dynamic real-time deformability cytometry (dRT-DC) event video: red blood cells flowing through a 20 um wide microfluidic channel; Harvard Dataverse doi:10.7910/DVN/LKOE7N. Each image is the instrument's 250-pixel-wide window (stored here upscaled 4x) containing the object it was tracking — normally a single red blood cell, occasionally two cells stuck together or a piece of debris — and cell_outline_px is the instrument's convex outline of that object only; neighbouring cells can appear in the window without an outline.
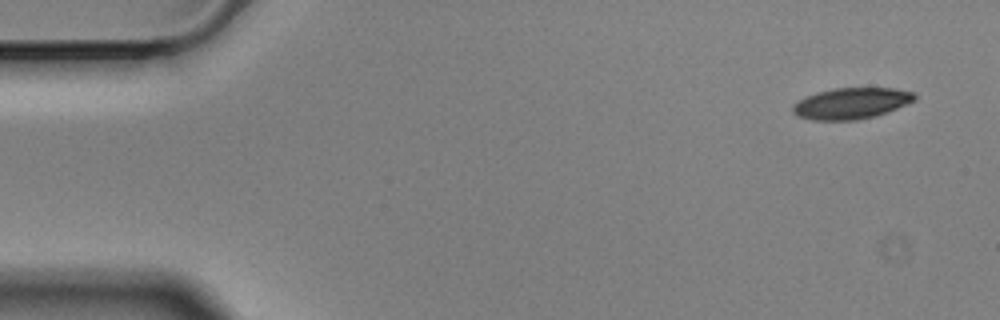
{"species": "Egyptian fruit bat (a non-hibernating species)", "species_latin": "Rousettus aegyptiacus", "temperature_condition": "cold", "stored_images_in_passage": 5, "camera_frame_rate_fps": 3000, "um_per_image_px": 0.085, "animal": {"sex": "male"}, "frame": {"image": 1, "passage_image": 1, "time_ms": 0.0, "image_size_px": [1000, 320], "cell_outline_px": [[916, 100], [908, 104], [888, 112], [876, 116], [856, 120], [812, 120], [796, 116], [792, 112], [792, 104], [808, 96], [820, 92], [836, 88], [892, 88], [916, 92]], "centroid_in_image_um": [72.4, 8.79], "position_along_channel_um": 12.6, "area_um2": 22.2}}